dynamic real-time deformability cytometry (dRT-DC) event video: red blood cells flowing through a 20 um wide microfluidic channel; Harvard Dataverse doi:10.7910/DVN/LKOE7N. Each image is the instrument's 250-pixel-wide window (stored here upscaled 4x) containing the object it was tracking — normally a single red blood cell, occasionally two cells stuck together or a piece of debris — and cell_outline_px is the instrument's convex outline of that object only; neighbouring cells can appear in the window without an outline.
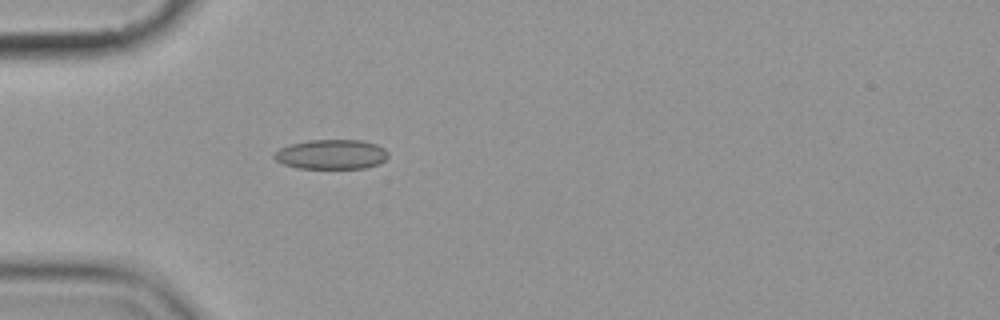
{"species": "common noctule bat (a hibernating species)", "species_latin": "Nyctalus noctula", "temperature_condition": "cold", "stored_images_in_passage": 2, "camera_frame_rate_fps": 3000, "um_per_image_px": 0.085, "animal": {"sex": "female", "body_mass_g": 19.9}, "frame": {"image": 1, "passage_image": 2, "time_ms": 1.333, "image_size_px": [1000, 320], "cell_outline_px": [[388, 156], [380, 164], [364, 168], [296, 168], [284, 164], [276, 160], [272, 156], [280, 148], [292, 144], [308, 140], [364, 140], [376, 144], [384, 148], [388, 152]], "centroid_in_image_um": [28.19, 13.12], "position_along_channel_um": 56.8, "area_um2": 19.71}}